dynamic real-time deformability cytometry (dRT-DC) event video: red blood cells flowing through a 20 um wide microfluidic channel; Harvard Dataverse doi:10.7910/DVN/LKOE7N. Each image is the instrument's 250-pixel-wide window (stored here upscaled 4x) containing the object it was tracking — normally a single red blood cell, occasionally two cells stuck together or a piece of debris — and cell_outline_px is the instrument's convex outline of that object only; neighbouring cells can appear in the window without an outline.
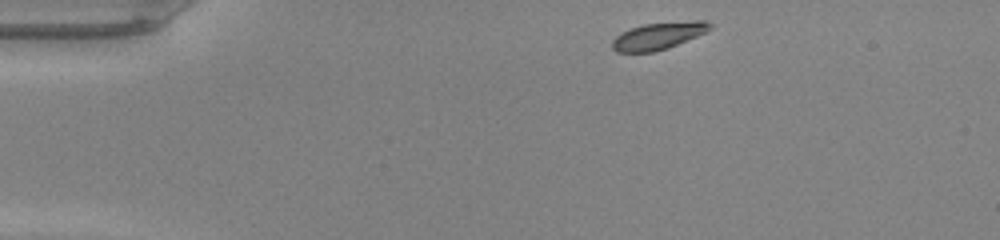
{"species": "common noctule bat (a hibernating species)", "species_latin": "Nyctalus noctula", "temperature_condition": "warm", "stored_images_in_passage": 41, "camera_frame_rate_fps": 3000, "um_per_image_px": 0.085, "animal": {"sex": "male", "body_mass_g": 20.0, "forearm_length_mm": 53.3}, "frame": {"image": 1, "passage_image": 1, "time_ms": 0.0, "image_size_px": [1000, 240], "cell_outline_px": [[712, 28], [696, 36], [668, 48], [652, 52], [616, 52], [612, 48], [612, 40], [616, 36], [632, 28], [644, 24], [692, 20], [708, 20], [712, 24]], "centroid_in_image_um": [55.98, 3.04], "position_along_channel_um": 29.0, "area_um2": 15.32}}
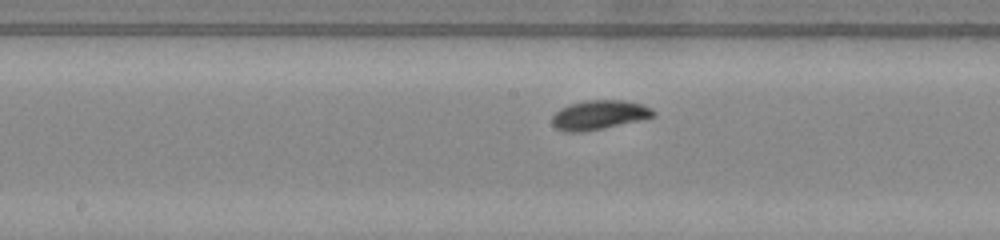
{"frame": {"image": 2, "passage_image": 18, "time_ms": 5.667, "image_size_px": [1000, 240], "cell_outline_px": [[656, 116], [644, 120], [584, 132], [564, 132], [556, 128], [552, 124], [552, 116], [560, 108], [568, 104], [584, 100], [624, 100], [644, 104], [652, 108], [656, 112]], "centroid_in_image_um": [50.96, 9.77], "position_along_channel_um": 197.2, "area_um2": 17.74}}
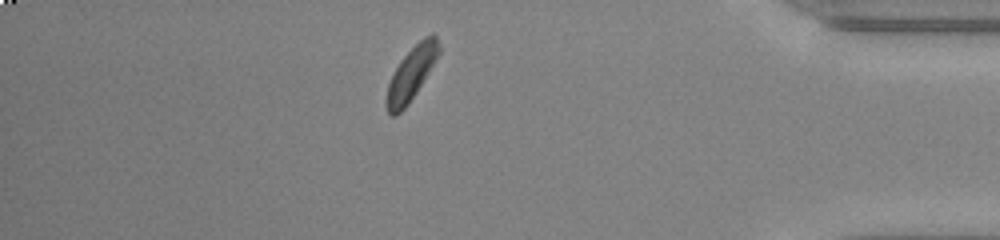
{"frame": {"image": 3, "passage_image": 35, "time_ms": 11.333, "image_size_px": [1000, 240], "cell_outline_px": [[440, 52], [416, 92], [408, 104], [396, 116], [392, 116], [388, 112], [384, 104], [384, 100], [388, 84], [400, 60], [424, 36], [432, 32], [436, 36], [440, 44]], "centroid_in_image_um": [34.94, 6.26], "position_along_channel_um": 400.3, "area_um2": 16.13}, "authors_computed_cell_mechanics": {"area_um2": 16.1262, "velocity_mm_per_s": 4.1959, "shape_relaxation_time_tau1_ms": 2.6653, "shape_relaxation_time_tau2_ms": null, "deformation_change_tau1": 0.1406, "deformation_change_tau2": null}}